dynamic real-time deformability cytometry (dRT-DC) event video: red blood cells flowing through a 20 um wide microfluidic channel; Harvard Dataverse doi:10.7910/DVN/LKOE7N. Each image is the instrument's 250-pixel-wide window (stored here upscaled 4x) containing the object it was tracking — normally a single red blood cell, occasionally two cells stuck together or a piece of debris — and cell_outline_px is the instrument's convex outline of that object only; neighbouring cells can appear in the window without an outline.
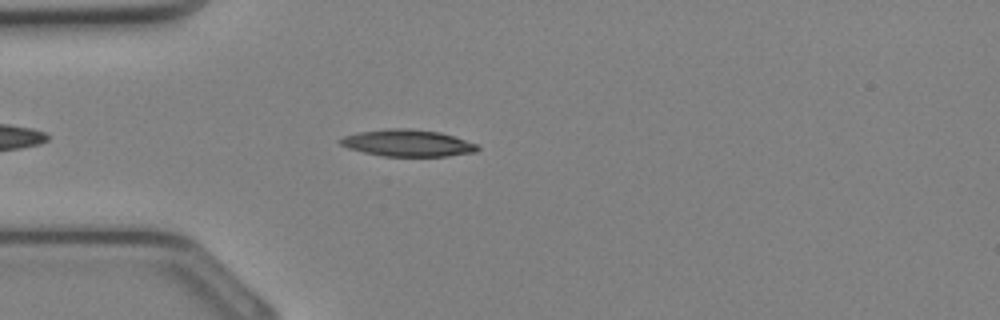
{"species": "Egyptian fruit bat (a non-hibernating species)", "species_latin": "Rousettus aegyptiacus", "temperature_condition": "cold", "stored_images_in_passage": 28, "camera_frame_rate_fps": 3000, "um_per_image_px": 0.085, "animal": {"sex": "female"}, "frame": {"image": 1, "passage_image": 4, "time_ms": 1.0, "image_size_px": [1000, 320], "cell_outline_px": [[480, 148], [476, 152], [448, 156], [384, 156], [364, 152], [348, 148], [340, 144], [336, 140], [344, 136], [360, 132], [388, 128], [408, 128], [440, 132], [476, 144]], "centroid_in_image_um": [34.62, 12.16], "position_along_channel_um": 50.4, "area_um2": 21.33}}
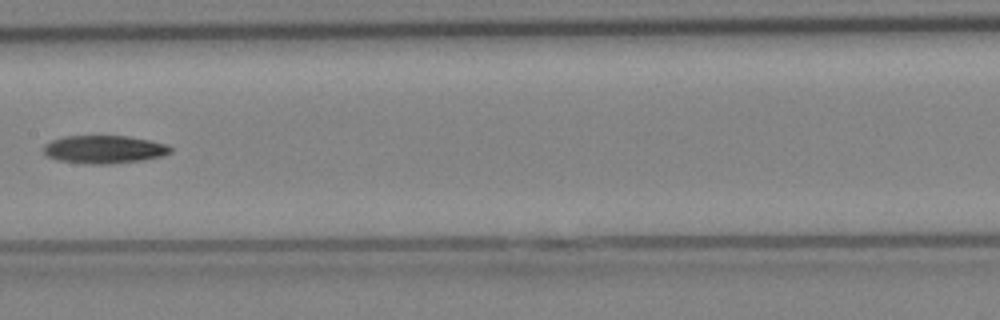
{"frame": {"image": 2, "passage_image": 12, "time_ms": 3.667, "image_size_px": [1000, 320], "cell_outline_px": [[172, 152], [164, 156], [144, 160], [108, 164], [88, 164], [56, 160], [48, 156], [44, 152], [44, 144], [52, 140], [64, 136], [128, 136], [168, 144], [172, 148]], "centroid_in_image_um": [8.88, 12.7], "position_along_channel_um": 198.5, "area_um2": 20.87}}
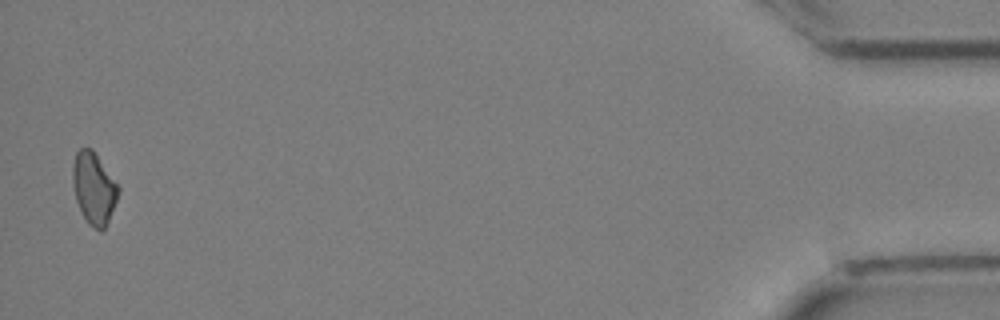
{"frame": {"image": 3, "passage_image": 28, "time_ms": 9.0, "image_size_px": [1000, 320], "cell_outline_px": [[120, 192], [108, 220], [104, 228], [100, 232], [92, 228], [88, 224], [76, 200], [72, 184], [72, 164], [76, 152], [80, 148], [92, 148], [120, 188]], "centroid_in_image_um": [7.96, 15.99], "position_along_channel_um": 427.2, "area_um2": 19.02}}